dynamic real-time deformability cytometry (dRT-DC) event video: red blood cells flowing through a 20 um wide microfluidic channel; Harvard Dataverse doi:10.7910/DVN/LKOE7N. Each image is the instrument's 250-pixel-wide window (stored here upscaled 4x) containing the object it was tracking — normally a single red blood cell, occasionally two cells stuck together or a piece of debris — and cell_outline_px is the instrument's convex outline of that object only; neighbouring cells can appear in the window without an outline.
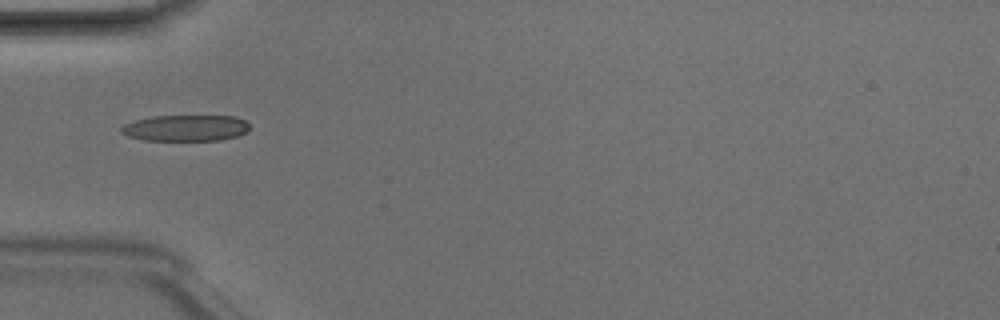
{"species": "Egyptian fruit bat (a non-hibernating species)", "species_latin": "Rousettus aegyptiacus", "temperature_condition": "room temperature", "stored_images_in_passage": 1, "camera_frame_rate_fps": 3000, "um_per_image_px": 0.085, "animal": {"sex": "male"}, "frame": {"image": 1, "passage_image": 1, "time_ms": 0.0, "image_size_px": [1000, 320], "cell_outline_px": [[252, 128], [236, 136], [220, 140], [144, 140], [128, 136], [120, 132], [120, 128], [124, 124], [136, 120], [152, 116], [236, 116], [244, 120]], "centroid_in_image_um": [15.77, 10.87], "position_along_channel_um": 69.2, "area_um2": 19.54}}